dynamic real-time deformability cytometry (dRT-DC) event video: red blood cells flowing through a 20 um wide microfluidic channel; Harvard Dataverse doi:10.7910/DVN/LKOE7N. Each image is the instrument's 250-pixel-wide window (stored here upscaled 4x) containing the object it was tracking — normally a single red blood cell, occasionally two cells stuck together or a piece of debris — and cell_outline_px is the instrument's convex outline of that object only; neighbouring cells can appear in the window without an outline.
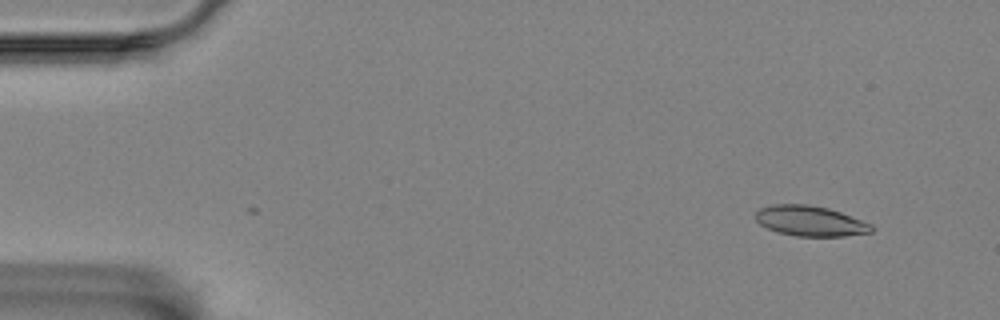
{"species": "Egyptian fruit bat (a non-hibernating species)", "species_latin": "Rousettus aegyptiacus", "temperature_condition": "room temperature", "stored_images_in_passage": 54, "camera_frame_rate_fps": 3000, "um_per_image_px": 0.085, "animal": {"sex": "female"}, "frame": {"image": 1, "passage_image": 1, "time_ms": 0.0, "image_size_px": [1000, 320], "cell_outline_px": [[872, 232], [844, 236], [796, 236], [776, 232], [760, 224], [756, 220], [756, 212], [760, 208], [772, 204], [808, 204], [828, 208], [840, 212], [872, 224]], "centroid_in_image_um": [68.85, 18.78], "position_along_channel_um": 16.2, "area_um2": 20.4}}
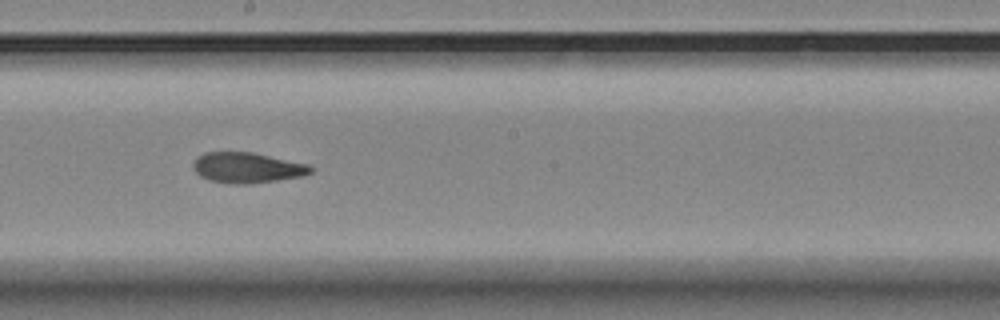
{"frame": {"image": 2, "passage_image": 28, "time_ms": 9.0, "image_size_px": [1000, 320], "cell_outline_px": [[312, 172], [304, 176], [248, 184], [232, 184], [208, 180], [200, 176], [192, 168], [192, 164], [204, 152], [252, 152], [308, 164], [312, 168]], "centroid_in_image_um": [21.0, 14.26], "position_along_channel_um": 227.2, "area_um2": 20.81}}
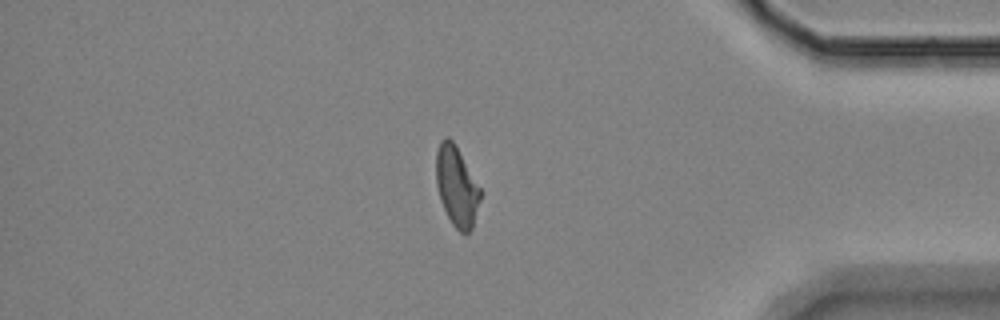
{"frame": {"image": 3, "passage_image": 45, "time_ms": 14.667, "image_size_px": [1000, 320], "cell_outline_px": [[480, 200], [472, 228], [468, 232], [460, 232], [452, 224], [440, 200], [436, 184], [436, 152], [440, 140], [444, 136], [448, 136], [452, 140], [480, 188]], "centroid_in_image_um": [38.79, 15.82], "position_along_channel_um": 396.4, "area_um2": 20.23}, "authors_computed_cell_mechanics": {"area_um2": 20.8369, "velocity_mm_per_s": 3.4699, "shape_relaxation_time_tau1_ms": null, "shape_relaxation_time_tau2_ms": 5.108, "deformation_change_tau1": null, "deformation_change_tau2": 0.1151}}